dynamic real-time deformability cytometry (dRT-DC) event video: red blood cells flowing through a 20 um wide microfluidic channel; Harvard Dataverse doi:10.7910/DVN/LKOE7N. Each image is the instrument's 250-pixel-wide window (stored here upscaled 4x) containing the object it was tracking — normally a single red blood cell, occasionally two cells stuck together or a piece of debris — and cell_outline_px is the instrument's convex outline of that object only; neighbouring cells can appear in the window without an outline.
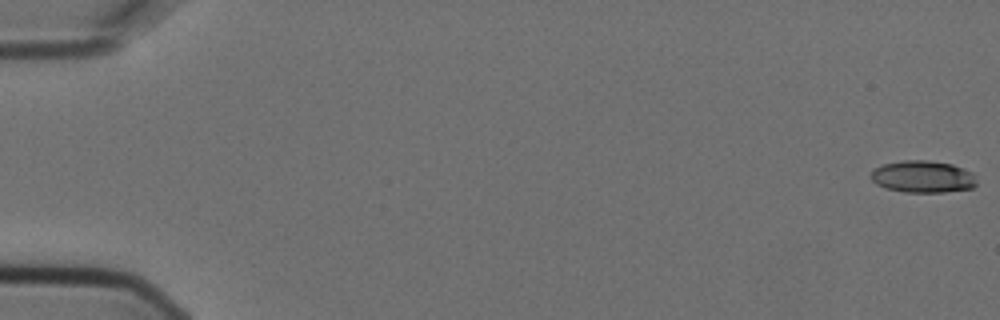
{"species": "Egyptian fruit bat (a non-hibernating species)", "species_latin": "Rousettus aegyptiacus", "temperature_condition": "cold", "stored_images_in_passage": 7, "camera_frame_rate_fps": 3000, "um_per_image_px": 0.085, "animal": {"sex": "female"}, "frame": {"image": 1, "passage_image": 1, "time_ms": 0.0, "image_size_px": [1000, 320], "cell_outline_px": [[976, 184], [972, 188], [944, 192], [904, 192], [884, 188], [876, 184], [868, 176], [876, 168], [884, 164], [904, 160], [928, 160], [952, 164], [964, 168], [972, 172], [976, 180]], "centroid_in_image_um": [78.43, 15.02], "position_along_channel_um": 6.6, "area_um2": 19.83}}
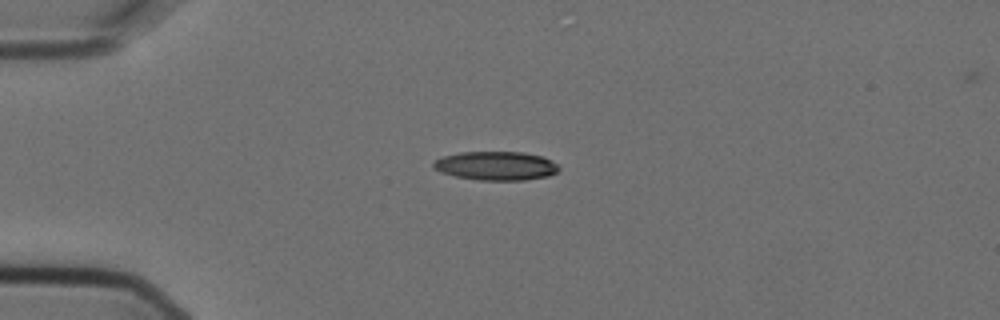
{"frame": {"image": 2, "passage_image": 5, "time_ms": 1.333, "image_size_px": [1000, 320], "cell_outline_px": [[560, 168], [556, 172], [548, 176], [524, 180], [480, 180], [456, 176], [440, 172], [432, 168], [432, 164], [436, 160], [444, 156], [460, 152], [524, 152], [544, 156], [552, 160]], "centroid_in_image_um": [42.17, 14.09], "position_along_channel_um": 42.8, "area_um2": 21.1}}
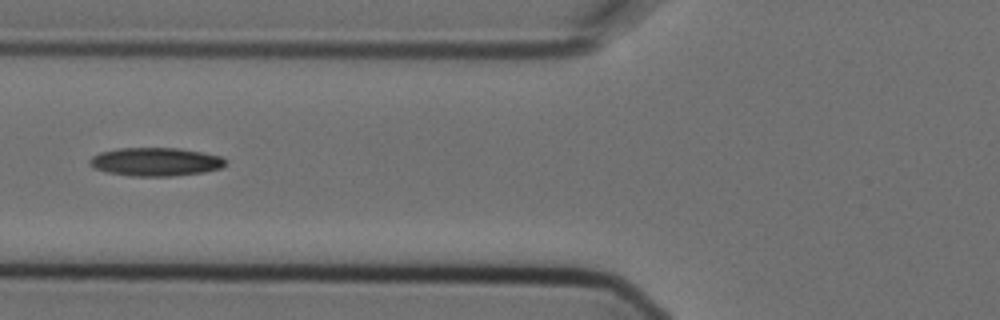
{"frame": {"image": 3, "passage_image": 7, "time_ms": 2.0, "image_size_px": [1000, 320], "cell_outline_px": [[224, 164], [220, 168], [204, 172], [172, 176], [132, 176], [108, 172], [96, 168], [88, 164], [88, 160], [92, 156], [100, 152], [120, 148], [180, 148], [220, 156], [224, 160]], "centroid_in_image_um": [13.18, 13.75], "position_along_channel_um": 112.6, "area_um2": 22.25}}